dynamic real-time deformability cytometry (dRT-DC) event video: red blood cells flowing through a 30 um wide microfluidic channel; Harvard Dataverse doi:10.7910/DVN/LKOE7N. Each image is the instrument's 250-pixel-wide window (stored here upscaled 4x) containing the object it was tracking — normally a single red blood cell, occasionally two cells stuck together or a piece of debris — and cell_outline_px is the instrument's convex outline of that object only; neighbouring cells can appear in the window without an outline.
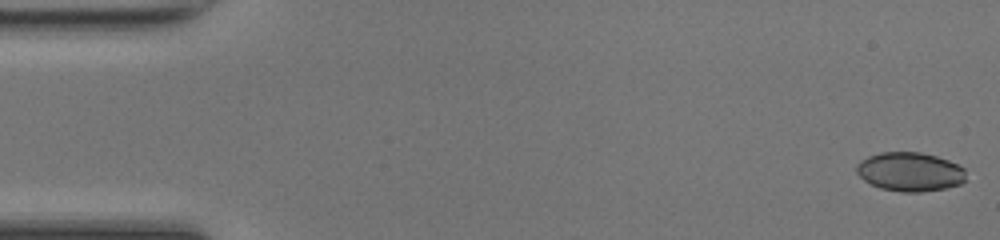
{"species": "common noctule bat (a hibernating species)", "species_latin": "Nyctalus noctula", "temperature_condition": "room temperature", "stored_images_in_passage": 49, "camera_frame_rate_fps": 3000, "um_per_image_px": 0.085, "animal": {"sex": "female", "body_mass_g": 17.0, "forearm_length_mm": 48.0}, "frame": {"image": 1, "passage_image": 1, "time_ms": 0.0, "image_size_px": [1000, 240], "cell_outline_px": [[968, 180], [960, 184], [944, 188], [920, 192], [900, 192], [880, 188], [864, 180], [856, 172], [856, 164], [860, 160], [868, 156], [880, 152], [920, 152], [936, 156], [948, 160], [964, 168]], "centroid_in_image_um": [77.35, 14.6], "position_along_channel_um": 7.7, "area_um2": 25.03}}
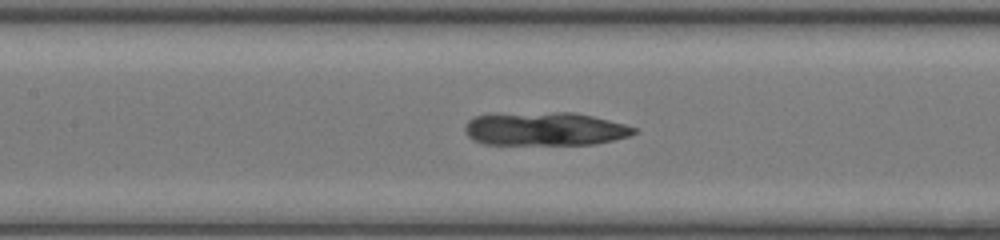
{"frame": {"image": 2, "passage_image": 22, "time_ms": 7.0, "image_size_px": [1000, 240], "cell_outline_px": [[640, 132], [628, 136], [596, 144], [484, 144], [472, 140], [464, 132], [464, 124], [468, 120], [476, 116], [492, 112], [572, 112], [592, 116], [640, 128]], "centroid_in_image_um": [46.27, 10.93], "position_along_channel_um": 161.1, "area_um2": 33.64}}
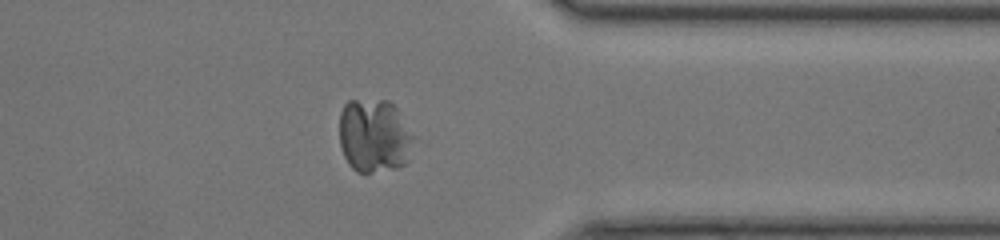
{"frame": {"image": 3, "passage_image": 38, "time_ms": 12.333, "image_size_px": [1000, 240], "cell_outline_px": [[412, 140], [408, 160], [400, 168], [372, 172], [356, 172], [348, 164], [344, 156], [340, 144], [340, 112], [344, 104], [348, 100], [388, 100], [396, 108], [412, 136]], "centroid_in_image_um": [31.76, 11.56], "position_along_channel_um": 379.6, "area_um2": 31.67}}